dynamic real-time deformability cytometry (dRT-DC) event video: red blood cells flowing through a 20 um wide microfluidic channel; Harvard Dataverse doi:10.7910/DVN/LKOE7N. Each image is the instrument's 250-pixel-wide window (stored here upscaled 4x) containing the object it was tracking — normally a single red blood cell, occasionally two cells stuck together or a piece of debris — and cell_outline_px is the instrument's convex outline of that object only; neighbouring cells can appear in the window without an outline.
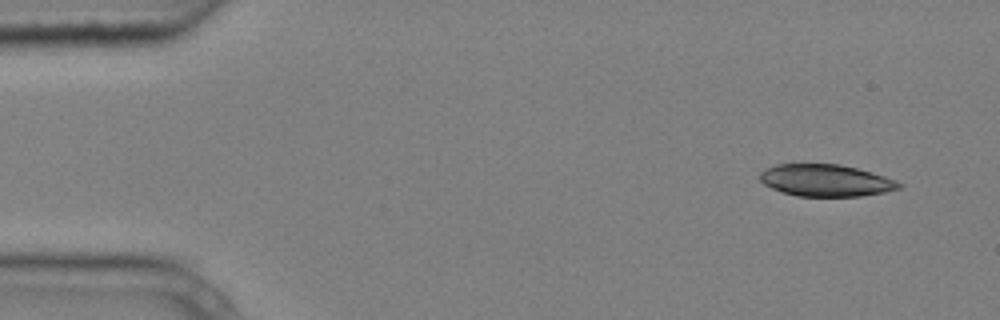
{"species": "common noctule bat (a hibernating species)", "species_latin": "Nyctalus noctula", "temperature_condition": "cold", "stored_images_in_passage": 5, "camera_frame_rate_fps": 3000, "um_per_image_px": 0.085, "animal": {"sex": "male", "body_mass_g": 20.4}, "frame": {"image": 1, "passage_image": 1, "time_ms": 0.0, "image_size_px": [1000, 320], "cell_outline_px": [[904, 184], [900, 188], [884, 192], [860, 196], [796, 196], [772, 188], [764, 184], [760, 180], [760, 172], [764, 168], [776, 164], [840, 164], [872, 172], [896, 180]], "centroid_in_image_um": [70.19, 15.33], "position_along_channel_um": 14.8, "area_um2": 25.89}}
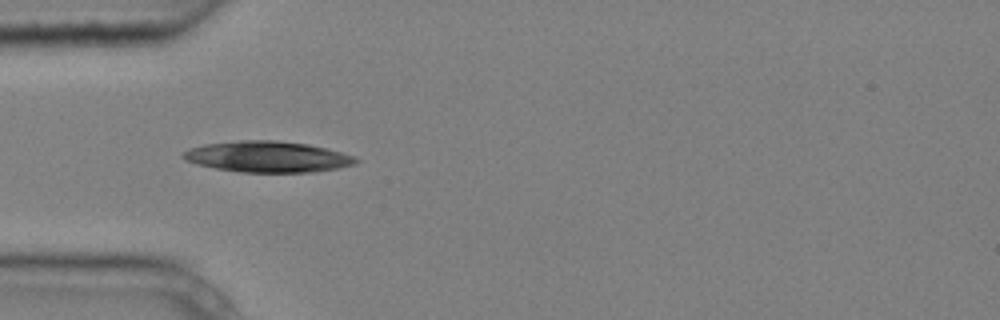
{"frame": {"image": 2, "passage_image": 4, "time_ms": 1.0, "image_size_px": [1000, 320], "cell_outline_px": [[360, 160], [356, 164], [340, 168], [316, 172], [240, 172], [216, 168], [196, 164], [184, 160], [180, 156], [188, 148], [204, 144], [240, 140], [276, 140], [308, 144], [356, 156]], "centroid_in_image_um": [22.75, 13.32], "position_along_channel_um": 62.3, "area_um2": 31.44}}
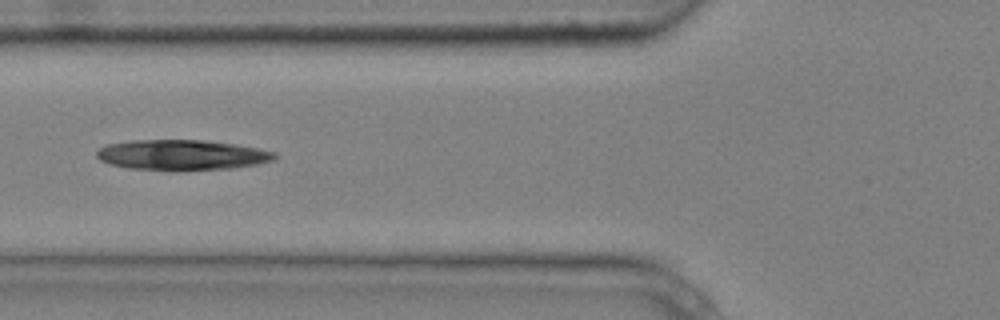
{"frame": {"image": 3, "passage_image": 5, "time_ms": 1.333, "image_size_px": [1000, 320], "cell_outline_px": [[280, 156], [272, 160], [256, 164], [232, 168], [128, 168], [108, 164], [100, 160], [96, 156], [96, 152], [100, 148], [108, 144], [132, 140], [204, 140], [236, 144], [276, 152]], "centroid_in_image_um": [15.46, 13.13], "position_along_channel_um": 110.3, "area_um2": 30.52}}